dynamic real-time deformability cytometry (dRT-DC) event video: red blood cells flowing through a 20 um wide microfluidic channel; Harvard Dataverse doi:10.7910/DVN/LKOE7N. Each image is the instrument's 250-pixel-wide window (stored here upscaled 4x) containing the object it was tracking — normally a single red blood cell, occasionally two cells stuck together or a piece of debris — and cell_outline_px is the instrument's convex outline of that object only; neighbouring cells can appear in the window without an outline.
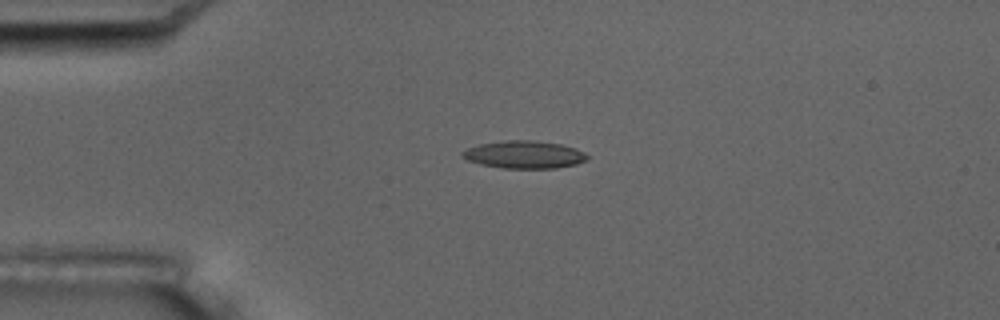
{"species": "common noctule bat (a hibernating species)", "species_latin": "Nyctalus noctula", "temperature_condition": "room temperature", "stored_images_in_passage": 11, "camera_frame_rate_fps": 3000, "um_per_image_px": 0.085, "animal": {"sex": "male", "body_mass_g": 17.5, "forearm_length_mm": 52.3}, "frame": {"image": 1, "passage_image": 4, "time_ms": 3.667, "image_size_px": [1000, 320], "cell_outline_px": [[588, 160], [576, 164], [556, 168], [504, 168], [480, 164], [468, 160], [460, 156], [460, 152], [468, 148], [480, 144], [504, 140], [532, 140], [560, 144], [576, 148], [584, 152], [588, 156]], "centroid_in_image_um": [44.56, 13.14], "position_along_channel_um": 40.4, "area_um2": 20.11}}
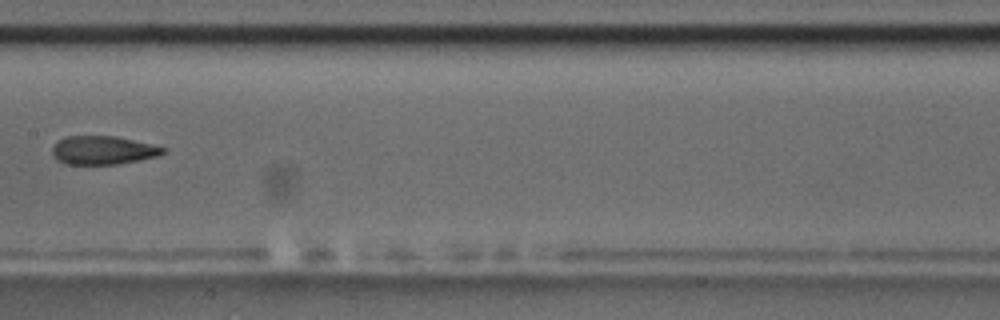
{"frame": {"image": 2, "passage_image": 8, "time_ms": 9.0, "image_size_px": [1000, 320], "cell_outline_px": [[168, 148], [164, 152], [156, 156], [116, 164], [64, 164], [56, 160], [52, 152], [52, 148], [56, 140], [64, 136], [116, 136]], "centroid_in_image_um": [8.69, 12.76], "position_along_channel_um": 198.7, "area_um2": 18.38}}